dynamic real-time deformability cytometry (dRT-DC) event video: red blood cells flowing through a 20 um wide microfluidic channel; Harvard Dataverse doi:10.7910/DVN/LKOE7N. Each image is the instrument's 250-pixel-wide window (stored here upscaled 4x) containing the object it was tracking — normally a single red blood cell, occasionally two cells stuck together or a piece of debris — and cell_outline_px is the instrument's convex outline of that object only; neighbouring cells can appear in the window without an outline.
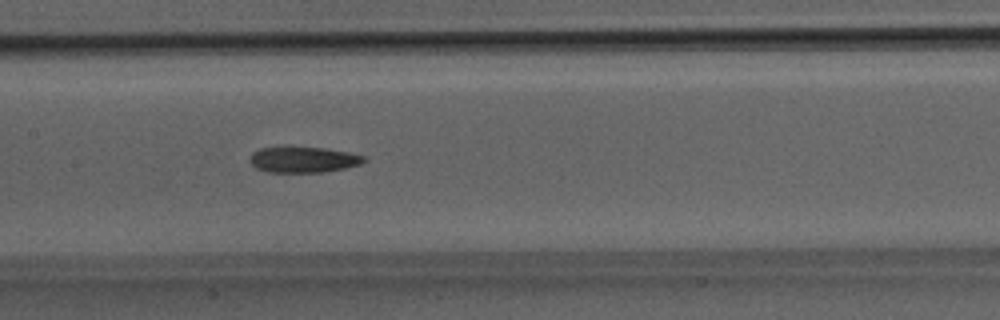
{"species": "Egyptian fruit bat (a non-hibernating species)", "species_latin": "Rousettus aegyptiacus", "temperature_condition": "room temperature", "stored_images_in_passage": 35, "camera_frame_rate_fps": 3000, "um_per_image_px": 0.085, "animal": {"sex": "male"}, "frame": {"image": 1, "passage_image": 17, "time_ms": 5.333, "image_size_px": [1000, 320], "cell_outline_px": [[368, 160], [360, 164], [344, 168], [324, 172], [268, 172], [256, 168], [248, 160], [252, 152], [260, 148], [324, 148], [348, 152], [364, 156]], "centroid_in_image_um": [25.78, 13.58], "position_along_channel_um": 181.6, "area_um2": 16.94}}
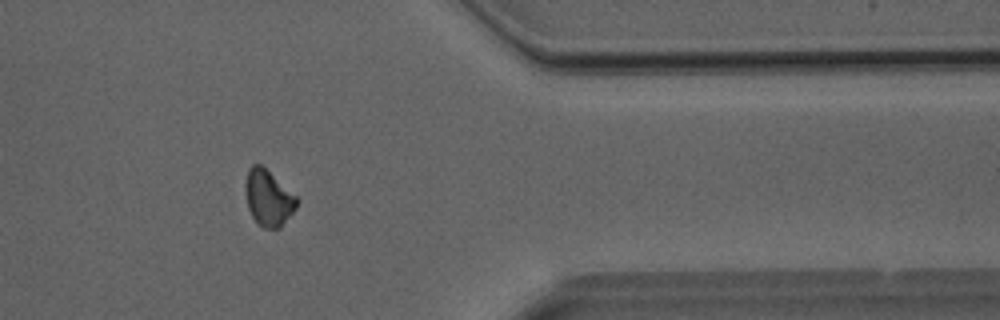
{"frame": {"image": 2, "passage_image": 29, "time_ms": 9.333, "image_size_px": [1000, 320], "cell_outline_px": [[300, 200], [296, 208], [280, 228], [264, 228], [256, 224], [248, 208], [244, 188], [244, 184], [248, 168], [252, 164], [260, 164], [296, 196]], "centroid_in_image_um": [22.79, 16.84], "position_along_channel_um": 388.6, "area_um2": 16.82}}
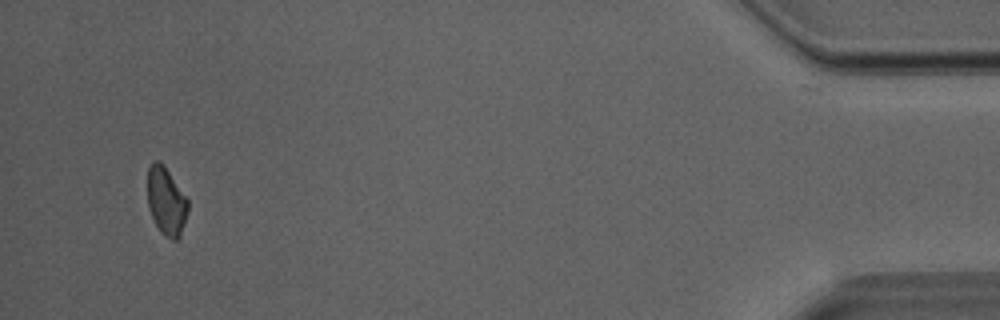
{"frame": {"image": 3, "passage_image": 34, "time_ms": 11.0, "image_size_px": [1000, 320], "cell_outline_px": [[188, 212], [180, 236], [176, 240], [172, 240], [164, 236], [160, 232], [148, 208], [148, 168], [156, 160], [168, 172], [188, 200]], "centroid_in_image_um": [14.13, 17.18], "position_along_channel_um": 421.1, "area_um2": 15.61}}